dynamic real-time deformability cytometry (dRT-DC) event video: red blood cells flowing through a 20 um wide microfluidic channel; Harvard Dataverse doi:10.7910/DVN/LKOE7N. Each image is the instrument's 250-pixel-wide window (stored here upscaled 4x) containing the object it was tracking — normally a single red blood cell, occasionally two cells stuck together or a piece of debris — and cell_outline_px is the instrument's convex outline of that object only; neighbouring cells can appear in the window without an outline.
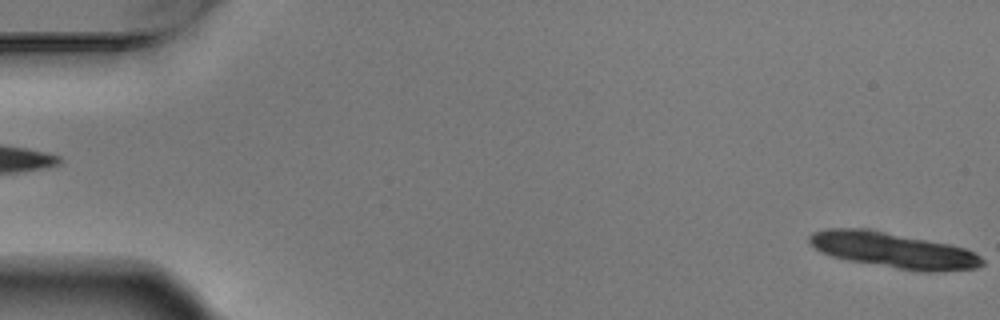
{"species": "Egyptian fruit bat (a non-hibernating species)", "species_latin": "Rousettus aegyptiacus", "temperature_condition": "warm", "stored_images_in_passage": 6, "segment_of_instrument_passage": [2, 2], "camera_frame_rate_fps": 3000, "um_per_image_px": 0.085, "animal": {"sex": "male"}, "frame": {"image": 1, "passage_image": 6, "time_ms": 1.667, "image_size_px": [1000, 320], "cell_outline_px": [[984, 264], [976, 268], [932, 272], [924, 272], [848, 260], [832, 256], [820, 252], [808, 244], [808, 236], [812, 232], [828, 228], [864, 228], [948, 244], [964, 248], [980, 256], [984, 260]], "centroid_in_image_um": [75.87, 21.26], "position_along_channel_um": 9.1, "area_um2": 35.43}}